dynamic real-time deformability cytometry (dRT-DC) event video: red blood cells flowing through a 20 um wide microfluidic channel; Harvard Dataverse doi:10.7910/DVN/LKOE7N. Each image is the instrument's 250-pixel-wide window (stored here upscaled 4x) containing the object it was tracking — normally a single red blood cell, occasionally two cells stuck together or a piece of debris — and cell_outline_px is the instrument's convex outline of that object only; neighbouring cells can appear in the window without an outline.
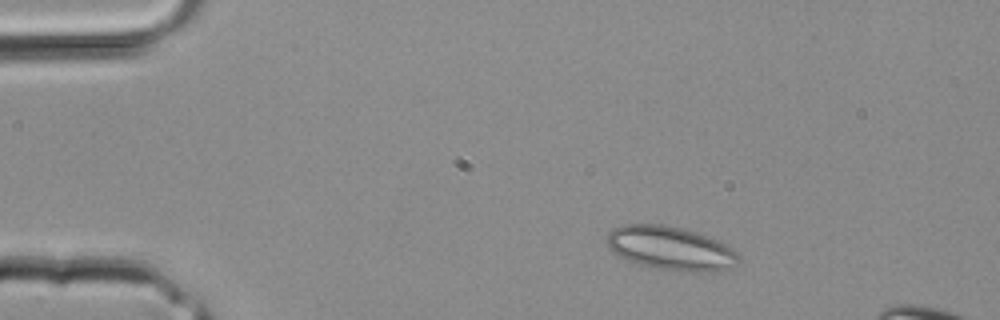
{"species": "common noctule bat (a hibernating species)", "species_latin": "Nyctalus noctula", "temperature_condition": "room temperature", "stored_images_in_passage": 3, "camera_frame_rate_fps": 3000, "um_per_image_px": 0.085, "animal": {"sex": "male", "body_mass_g": 20.4}, "frame": {"image": 1, "passage_image": 1, "time_ms": 0.0, "image_size_px": [1000, 320], "cell_outline_px": [[740, 260], [736, 264], [716, 272], [684, 272], [636, 264], [612, 252], [608, 244], [608, 232], [612, 228], [620, 224], [664, 224], [684, 228], [696, 232], [716, 240], [732, 248], [740, 256]], "centroid_in_image_um": [57.0, 21.1], "position_along_channel_um": 28.0, "area_um2": 33.64}}